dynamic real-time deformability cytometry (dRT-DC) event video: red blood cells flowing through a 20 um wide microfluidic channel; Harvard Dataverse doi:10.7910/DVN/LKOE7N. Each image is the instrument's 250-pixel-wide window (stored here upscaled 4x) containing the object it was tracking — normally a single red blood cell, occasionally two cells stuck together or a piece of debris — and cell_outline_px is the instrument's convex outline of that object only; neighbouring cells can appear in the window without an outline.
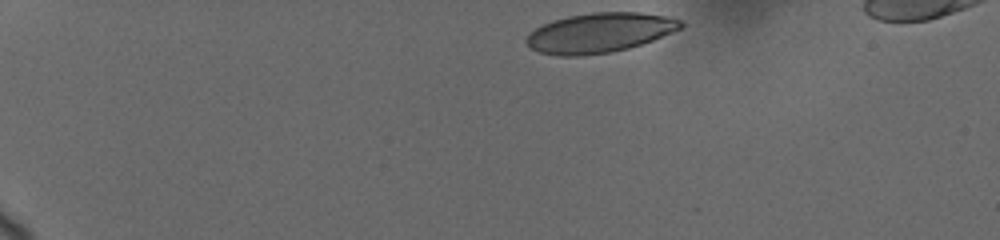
{"species": "human", "species_latin": "Homo sapiens", "temperature_condition": "cold", "stored_images_in_passage": 13, "camera_frame_rate_fps": 3000, "um_per_image_px": 0.085, "donor": {"sex": "female"}, "frame": {"image": 1, "passage_image": 1, "time_ms": 0.0, "image_size_px": [1000, 240], "cell_outline_px": [[684, 24], [680, 28], [672, 32], [652, 40], [628, 48], [612, 52], [580, 56], [560, 56], [540, 52], [532, 48], [524, 40], [536, 28], [552, 20], [568, 16], [592, 12], [640, 12], [664, 16], [680, 20]], "centroid_in_image_um": [50.95, 2.78], "position_along_channel_um": 34.0, "area_um2": 35.37}}
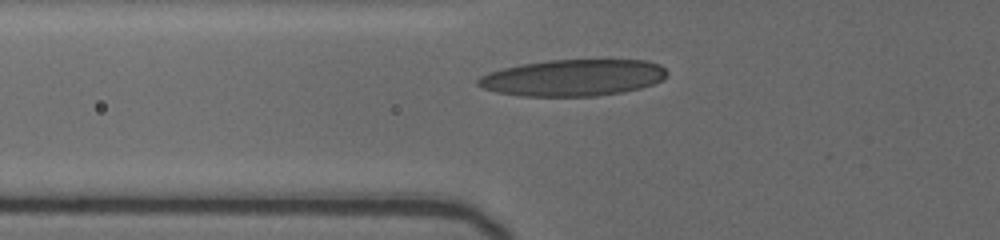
{"frame": {"image": 2, "passage_image": 8, "time_ms": 3.667, "image_size_px": [1000, 240], "cell_outline_px": [[668, 72], [660, 80], [652, 84], [640, 88], [620, 92], [596, 96], [520, 96], [496, 92], [484, 88], [476, 84], [476, 80], [480, 76], [488, 72], [520, 64], [548, 60], [648, 60], [660, 64]], "centroid_in_image_um": [48.68, 6.6], "position_along_channel_um": 77.1, "area_um2": 40.23}}
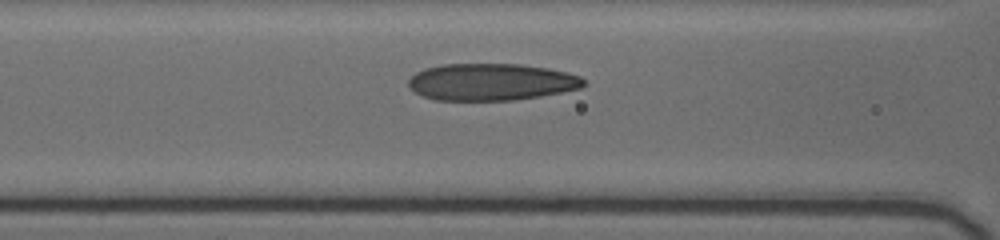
{"frame": {"image": 3, "passage_image": 11, "time_ms": 5.0, "image_size_px": [1000, 240], "cell_outline_px": [[588, 84], [580, 88], [540, 96], [512, 100], [436, 100], [424, 96], [416, 92], [408, 84], [408, 80], [416, 72], [424, 68], [444, 64], [520, 64], [548, 68], [568, 72], [580, 76]], "centroid_in_image_um": [41.78, 6.96], "position_along_channel_um": 124.8, "area_um2": 37.69}}